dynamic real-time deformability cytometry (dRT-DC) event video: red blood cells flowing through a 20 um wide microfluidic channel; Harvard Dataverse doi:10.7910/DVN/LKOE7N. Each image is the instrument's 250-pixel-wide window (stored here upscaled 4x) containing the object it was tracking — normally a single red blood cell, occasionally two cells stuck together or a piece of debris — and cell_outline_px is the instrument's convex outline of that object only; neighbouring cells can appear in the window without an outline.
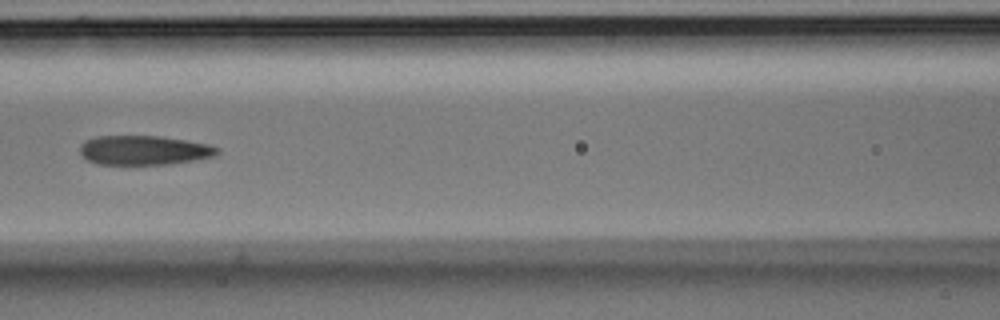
{"species": "Egyptian fruit bat (a non-hibernating species)", "species_latin": "Rousettus aegyptiacus", "temperature_condition": "room temperature", "stored_images_in_passage": 12, "camera_frame_rate_fps": 3000, "um_per_image_px": 0.085, "animal": {"sex": "male"}, "frame": {"image": 1, "passage_image": 3, "time_ms": 0.667, "image_size_px": [1000, 320], "cell_outline_px": [[220, 152], [212, 156], [192, 160], [168, 164], [96, 164], [88, 160], [80, 152], [80, 144], [84, 140], [96, 136], [160, 136], [208, 144], [220, 148]], "centroid_in_image_um": [12.2, 12.76], "position_along_channel_um": 154.4, "area_um2": 23.35}}
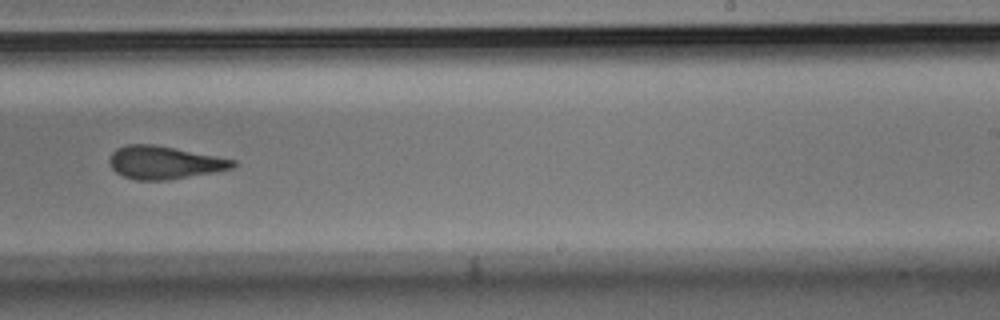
{"frame": {"image": 2, "passage_image": 6, "time_ms": 1.667, "image_size_px": [1000, 320], "cell_outline_px": [[236, 164], [232, 168], [216, 172], [164, 180], [136, 180], [124, 176], [116, 172], [112, 168], [108, 160], [112, 152], [116, 148], [128, 144], [152, 144], [216, 156], [236, 160]], "centroid_in_image_um": [13.94, 13.81], "position_along_channel_um": 275.1, "area_um2": 23.47}}
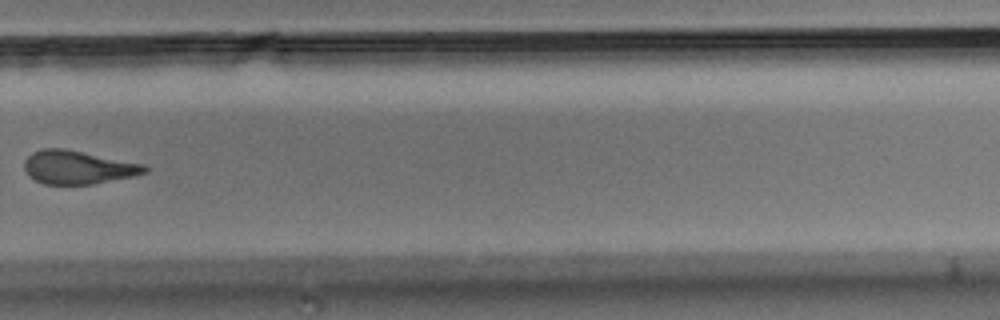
{"frame": {"image": 3, "passage_image": 7, "time_ms": 2.0, "image_size_px": [1000, 320], "cell_outline_px": [[148, 172], [136, 176], [92, 184], [44, 184], [28, 176], [24, 168], [24, 160], [32, 152], [40, 148], [64, 148], [144, 164], [148, 168]], "centroid_in_image_um": [6.62, 14.22], "position_along_channel_um": 323.2, "area_um2": 23.58}}